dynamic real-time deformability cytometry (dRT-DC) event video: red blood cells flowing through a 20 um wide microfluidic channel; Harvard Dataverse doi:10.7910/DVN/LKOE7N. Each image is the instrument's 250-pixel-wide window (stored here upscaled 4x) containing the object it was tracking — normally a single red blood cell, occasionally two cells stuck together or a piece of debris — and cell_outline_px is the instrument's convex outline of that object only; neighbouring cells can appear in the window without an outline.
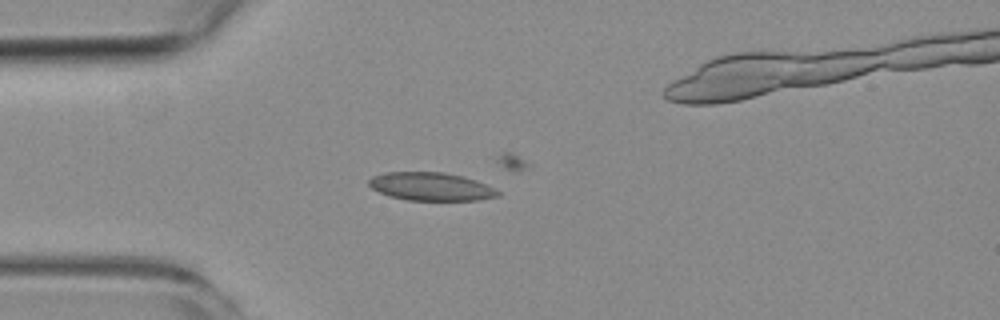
{"species": "common noctule bat (a hibernating species)", "species_latin": "Nyctalus noctula", "temperature_condition": "room temperature", "stored_images_in_passage": 8, "camera_frame_rate_fps": 3000, "um_per_image_px": 0.085, "animal": {"sex": "female", "body_mass_g": 19.3, "forearm_length_mm": 54.1}, "frame": {"image": 1, "passage_image": 4, "time_ms": 3.667, "image_size_px": [1000, 320], "cell_outline_px": [[500, 196], [480, 200], [408, 200], [388, 196], [372, 188], [368, 184], [368, 180], [372, 176], [384, 172], [444, 172], [476, 180], [500, 192]], "centroid_in_image_um": [36.6, 15.86], "position_along_channel_um": 48.4, "area_um2": 21.1}}